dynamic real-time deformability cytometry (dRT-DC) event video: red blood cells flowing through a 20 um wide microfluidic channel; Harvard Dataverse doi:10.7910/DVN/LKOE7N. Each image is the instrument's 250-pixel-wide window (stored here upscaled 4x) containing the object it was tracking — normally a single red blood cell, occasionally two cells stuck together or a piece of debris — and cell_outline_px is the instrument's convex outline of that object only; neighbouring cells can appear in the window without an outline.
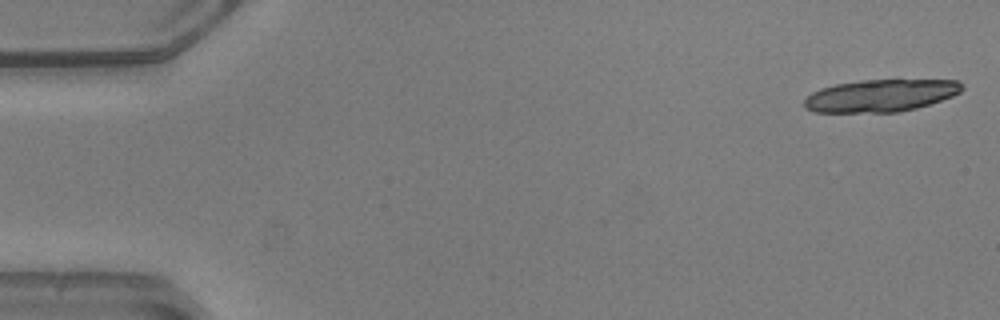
{"species": "common noctule bat (a hibernating species)", "species_latin": "Nyctalus noctula", "temperature_condition": "warm", "stored_images_in_passage": 12, "camera_frame_rate_fps": 3000, "um_per_image_px": 0.085, "animal": {"sex": "male", "body_mass_g": 20.5, "forearm_length_mm": 52.5}, "frame": {"image": 1, "passage_image": 1, "time_ms": 0.0, "image_size_px": [1000, 320], "cell_outline_px": [[964, 88], [960, 92], [952, 96], [916, 108], [900, 112], [816, 112], [804, 108], [804, 100], [812, 92], [820, 88], [836, 84], [860, 80], [956, 80], [964, 84]], "centroid_in_image_um": [74.85, 8.12], "position_along_channel_um": 10.2, "area_um2": 29.65}}